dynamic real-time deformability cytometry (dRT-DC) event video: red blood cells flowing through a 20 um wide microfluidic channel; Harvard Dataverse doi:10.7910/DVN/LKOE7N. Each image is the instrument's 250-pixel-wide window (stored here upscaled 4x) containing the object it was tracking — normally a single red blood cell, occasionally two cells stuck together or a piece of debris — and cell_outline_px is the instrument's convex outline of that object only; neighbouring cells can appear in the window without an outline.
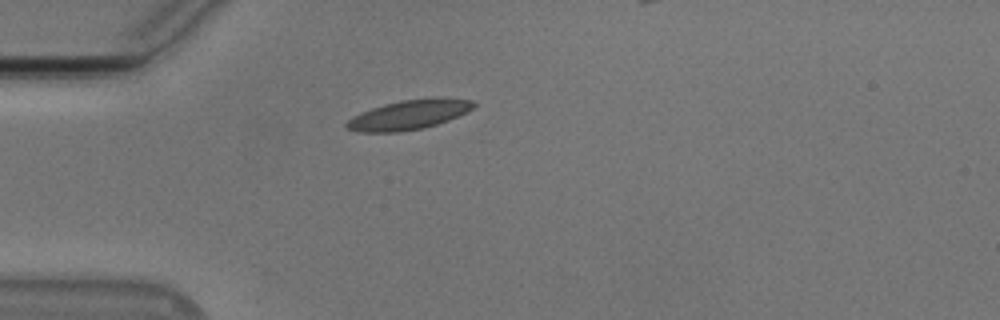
{"species": "Egyptian fruit bat (a non-hibernating species)", "species_latin": "Rousettus aegyptiacus", "temperature_condition": "cold", "stored_images_in_passage": 34, "camera_frame_rate_fps": 3000, "um_per_image_px": 0.085, "animal": {"sex": "male"}, "frame": {"image": 1, "passage_image": 1, "time_ms": 0.0, "image_size_px": [1000, 320], "cell_outline_px": [[476, 104], [468, 112], [448, 120], [436, 124], [420, 128], [396, 132], [360, 132], [348, 128], [344, 124], [352, 116], [360, 112], [384, 104], [400, 100], [436, 96], [440, 96], [472, 100]], "centroid_in_image_um": [34.78, 9.72], "position_along_channel_um": 50.2, "area_um2": 22.02}}
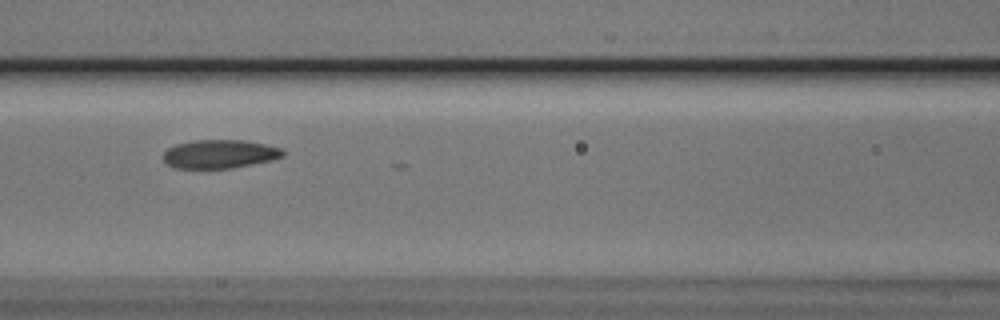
{"frame": {"image": 2, "passage_image": 10, "time_ms": 3.0, "image_size_px": [1000, 320], "cell_outline_px": [[284, 156], [272, 160], [232, 168], [176, 168], [168, 164], [164, 160], [164, 152], [168, 148], [176, 144], [192, 140], [244, 140], [264, 144], [280, 148], [284, 152]], "centroid_in_image_um": [18.67, 13.09], "position_along_channel_um": 147.9, "area_um2": 19.83}}
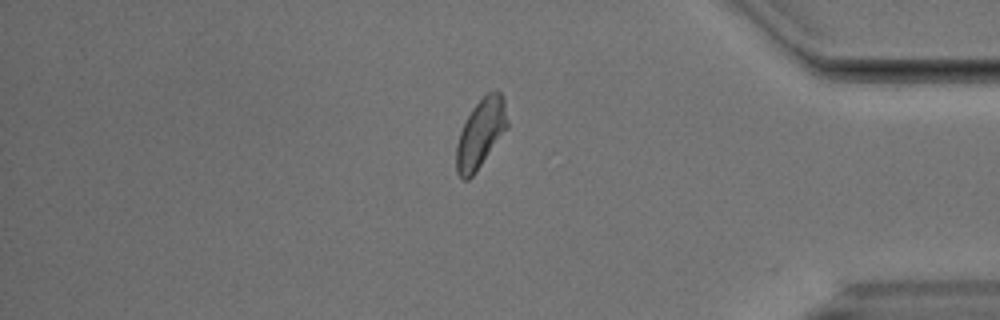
{"frame": {"image": 3, "passage_image": 32, "time_ms": 10.333, "image_size_px": [1000, 320], "cell_outline_px": [[508, 128], [476, 172], [468, 180], [464, 180], [456, 172], [456, 144], [460, 132], [472, 108], [488, 92], [500, 92], [504, 100], [508, 120]], "centroid_in_image_um": [40.86, 11.37], "position_along_channel_um": 394.3, "area_um2": 20.35}}